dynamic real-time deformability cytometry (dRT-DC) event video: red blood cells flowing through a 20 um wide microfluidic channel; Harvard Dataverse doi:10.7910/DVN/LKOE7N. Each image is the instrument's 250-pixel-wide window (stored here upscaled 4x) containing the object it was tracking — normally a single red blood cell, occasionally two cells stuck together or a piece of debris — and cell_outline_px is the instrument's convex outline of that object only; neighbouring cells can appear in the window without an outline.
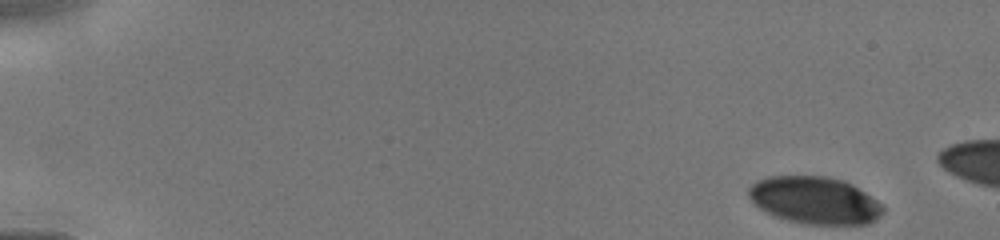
{"species": "human", "species_latin": "Homo sapiens", "temperature_condition": "cold", "stored_images_in_passage": 8, "camera_frame_rate_fps": 3000, "um_per_image_px": 0.085, "donor": {"sex": "male"}, "frame": {"image": 1, "passage_image": 1, "time_ms": 0.0, "image_size_px": [1000, 240], "cell_outline_px": [[884, 212], [876, 220], [868, 224], [800, 224], [776, 216], [760, 208], [748, 196], [748, 188], [756, 180], [768, 176], [824, 176], [844, 180], [852, 184], [876, 200], [884, 208]], "centroid_in_image_um": [69.25, 17.02], "position_along_channel_um": 15.7, "area_um2": 36.93}}